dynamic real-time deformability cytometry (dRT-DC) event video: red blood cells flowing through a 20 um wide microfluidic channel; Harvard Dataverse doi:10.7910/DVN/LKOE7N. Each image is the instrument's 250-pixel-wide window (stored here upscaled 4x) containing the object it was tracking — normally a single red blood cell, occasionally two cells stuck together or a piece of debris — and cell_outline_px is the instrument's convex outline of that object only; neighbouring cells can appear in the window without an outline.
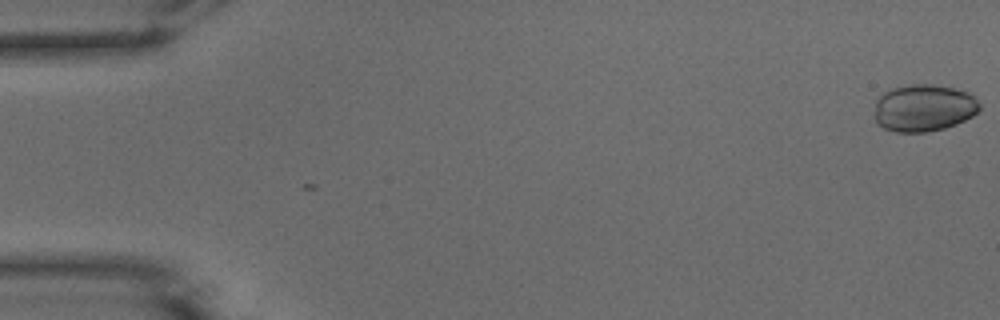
{"species": "common noctule bat (a hibernating species)", "species_latin": "Nyctalus noctula", "temperature_condition": "warm", "stored_images_in_passage": 8, "camera_frame_rate_fps": 3000, "um_per_image_px": 0.085, "animal": {"sex": "male", "body_mass_g": 15.6}, "frame": {"image": 1, "passage_image": 1, "time_ms": 0.0, "image_size_px": [1000, 320], "cell_outline_px": [[980, 108], [972, 116], [956, 124], [944, 128], [924, 132], [896, 132], [884, 128], [876, 120], [876, 100], [884, 92], [892, 88], [908, 84], [932, 84], [952, 88], [968, 92], [980, 104]], "centroid_in_image_um": [78.52, 9.16], "position_along_channel_um": 6.5, "area_um2": 28.61}}